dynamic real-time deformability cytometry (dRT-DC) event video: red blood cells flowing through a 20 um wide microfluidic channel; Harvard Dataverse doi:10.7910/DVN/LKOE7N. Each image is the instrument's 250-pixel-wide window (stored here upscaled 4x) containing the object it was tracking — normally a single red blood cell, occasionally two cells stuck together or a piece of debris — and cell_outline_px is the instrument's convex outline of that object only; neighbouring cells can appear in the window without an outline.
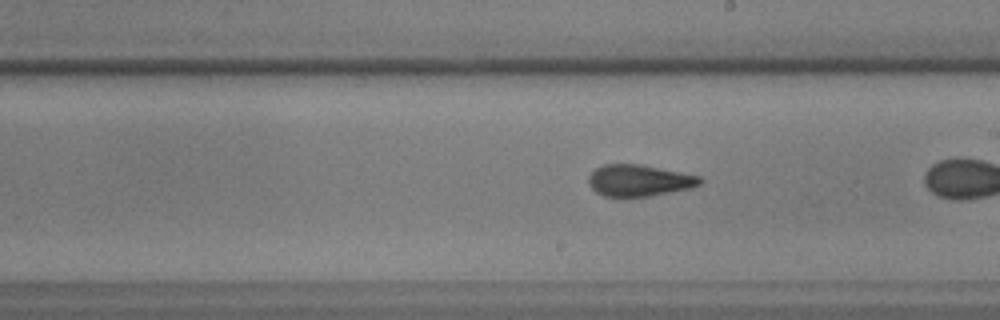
{"species": "common noctule bat (a hibernating species)", "species_latin": "Nyctalus noctula", "temperature_condition": "warm", "stored_images_in_passage": 43, "camera_frame_rate_fps": 3000, "um_per_image_px": 0.085, "animal": {"sex": "male", "body_mass_g": 17.9, "forearm_length_mm": 54.2}, "frame": {"image": 1, "passage_image": 31, "time_ms": 10.0, "image_size_px": [1000, 320], "cell_outline_px": [[704, 180], [700, 184], [692, 188], [648, 196], [604, 196], [596, 192], [588, 184], [588, 176], [596, 168], [604, 164], [640, 164], [700, 176]], "centroid_in_image_um": [54.32, 15.33], "position_along_channel_um": 234.7, "area_um2": 20.4}}